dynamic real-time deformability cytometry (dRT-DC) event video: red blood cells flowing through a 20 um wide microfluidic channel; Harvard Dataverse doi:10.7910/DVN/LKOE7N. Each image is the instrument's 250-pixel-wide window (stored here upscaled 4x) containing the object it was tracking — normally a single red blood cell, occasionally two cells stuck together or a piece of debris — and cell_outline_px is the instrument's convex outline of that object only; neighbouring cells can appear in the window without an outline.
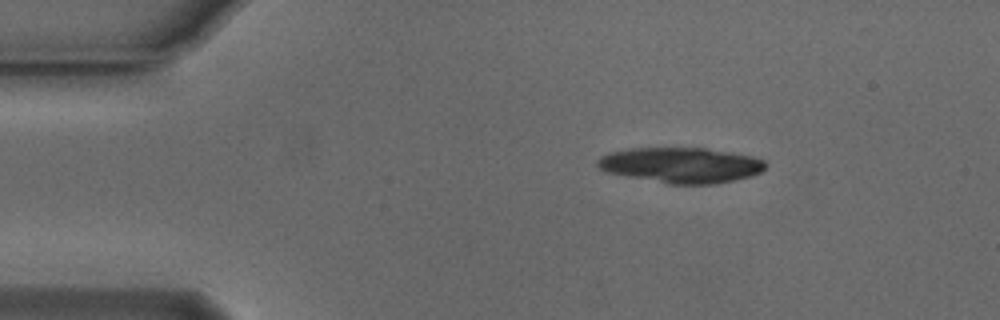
{"species": "Egyptian fruit bat (a non-hibernating species)", "species_latin": "Rousettus aegyptiacus", "temperature_condition": "cold", "stored_images_in_passage": 18, "camera_frame_rate_fps": 3000, "um_per_image_px": 0.085, "animal": {"sex": "male"}, "frame": {"image": 1, "passage_image": 1, "time_ms": 0.0, "image_size_px": [1000, 320], "cell_outline_px": [[768, 164], [760, 172], [752, 176], [716, 184], [668, 184], [604, 172], [596, 164], [596, 160], [600, 156], [608, 152], [628, 148], [708, 148], [752, 156], [764, 160]], "centroid_in_image_um": [57.86, 14.03], "position_along_channel_um": 27.1, "area_um2": 35.03}}
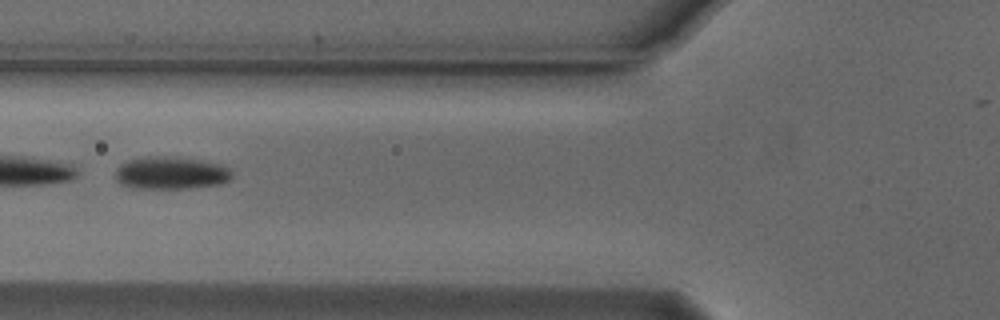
{"frame": {"image": 2, "passage_image": 13, "time_ms": 4.0, "image_size_px": [1000, 320], "cell_outline_px": [[232, 180], [220, 184], [188, 188], [132, 188], [120, 184], [116, 180], [116, 168], [120, 164], [128, 160], [144, 156], [180, 156], [224, 164], [232, 172]], "centroid_in_image_um": [14.55, 14.68], "position_along_channel_um": 111.3, "area_um2": 22.66}}
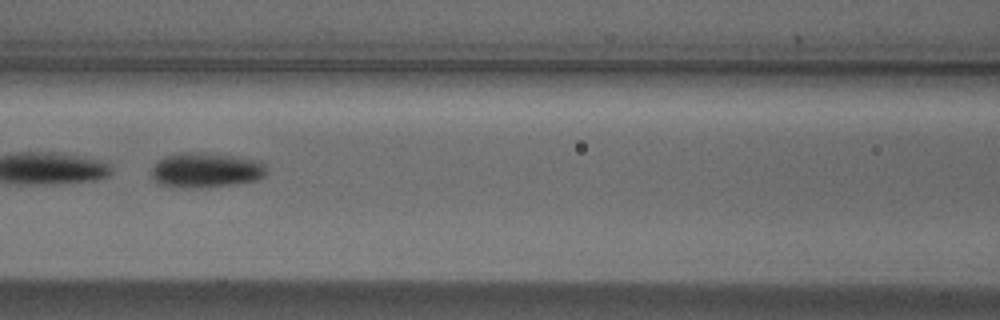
{"frame": {"image": 3, "passage_image": 16, "time_ms": 5.0, "image_size_px": [1000, 320], "cell_outline_px": [[264, 176], [256, 180], [232, 184], [192, 188], [188, 188], [156, 184], [152, 176], [152, 168], [156, 160], [164, 156], [180, 152], [200, 152], [232, 156], [260, 160], [264, 164]], "centroid_in_image_um": [17.43, 14.45], "position_along_channel_um": 149.2, "area_um2": 23.35}}